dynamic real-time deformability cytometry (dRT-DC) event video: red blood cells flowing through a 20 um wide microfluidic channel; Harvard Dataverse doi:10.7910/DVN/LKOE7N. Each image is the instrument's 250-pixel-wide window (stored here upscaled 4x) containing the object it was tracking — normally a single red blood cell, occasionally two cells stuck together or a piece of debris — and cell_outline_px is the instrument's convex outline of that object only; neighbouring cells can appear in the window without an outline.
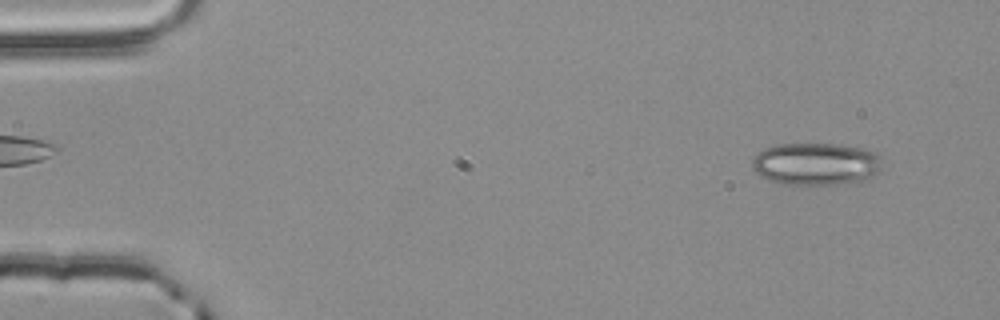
{"species": "common noctule bat (a hibernating species)", "species_latin": "Nyctalus noctula", "temperature_condition": "room temperature", "stored_images_in_passage": 51, "camera_frame_rate_fps": 3000, "um_per_image_px": 0.085, "animal": {"sex": "male", "body_mass_g": 20.4}, "frame": {"image": 1, "passage_image": 1, "time_ms": 0.0, "image_size_px": [1000, 320], "cell_outline_px": [[880, 168], [872, 176], [860, 180], [836, 184], [784, 184], [768, 180], [756, 172], [752, 168], [752, 160], [764, 148], [776, 144], [836, 144], [860, 148], [872, 152], [880, 160]], "centroid_in_image_um": [69.28, 13.93], "position_along_channel_um": 15.7, "area_um2": 31.5}}
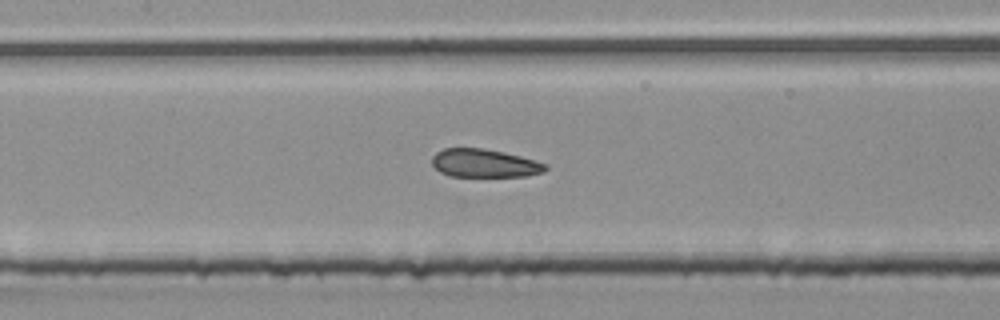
{"frame": {"image": 2, "passage_image": 22, "time_ms": 7.0, "image_size_px": [1000, 320], "cell_outline_px": [[548, 168], [544, 172], [528, 176], [452, 176], [440, 172], [432, 164], [432, 156], [436, 152], [444, 148], [484, 148], [504, 152], [536, 160], [548, 164]], "centroid_in_image_um": [41.21, 13.87], "position_along_channel_um": 166.2, "area_um2": 18.79}}
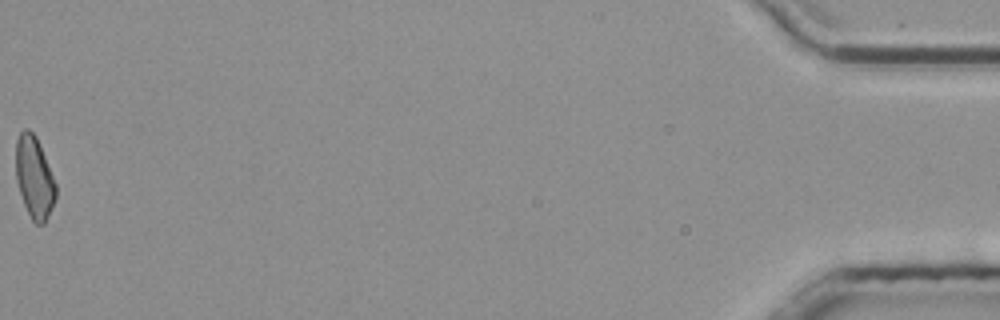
{"frame": {"image": 3, "passage_image": 51, "time_ms": 16.667, "image_size_px": [1000, 320], "cell_outline_px": [[56, 200], [44, 224], [36, 224], [32, 220], [24, 204], [16, 180], [16, 140], [20, 132], [24, 128], [28, 128], [36, 136], [56, 184]], "centroid_in_image_um": [2.92, 15.08], "position_along_channel_um": 432.3, "area_um2": 18.96}, "authors_computed_cell_mechanics": {"area_um2": 19.5942, "velocity_mm_per_s": 3.862, "shape_relaxation_time_tau1_ms": null, "shape_relaxation_time_tau2_ms": 1.9247, "deformation_change_tau1": null, "deformation_change_tau2": 0.0922}}